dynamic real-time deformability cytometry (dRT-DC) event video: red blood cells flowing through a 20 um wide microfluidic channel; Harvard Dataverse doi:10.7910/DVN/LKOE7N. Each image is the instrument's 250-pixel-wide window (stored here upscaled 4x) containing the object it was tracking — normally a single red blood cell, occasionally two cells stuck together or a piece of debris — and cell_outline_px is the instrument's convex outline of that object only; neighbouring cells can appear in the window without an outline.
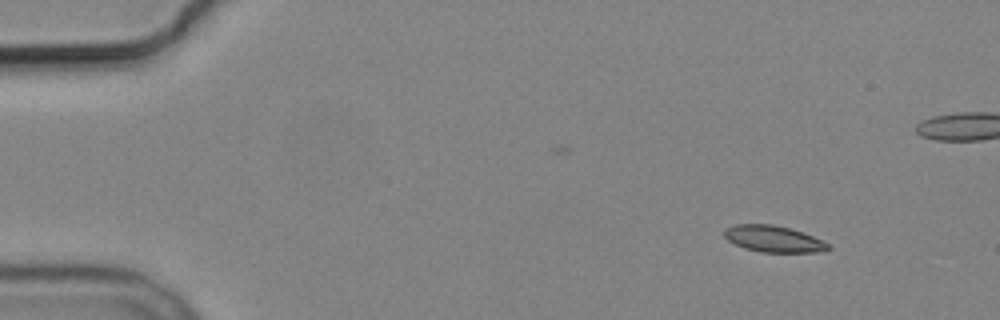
{"species": "common noctule bat (a hibernating species)", "species_latin": "Nyctalus noctula", "temperature_condition": "cold", "stored_images_in_passage": 4, "camera_frame_rate_fps": 3000, "um_per_image_px": 0.085, "animal": {"sex": "male", "body_mass_g": 19.2, "forearm_length_mm": 51.8}, "frame": {"image": 1, "passage_image": 1, "time_ms": 0.0, "image_size_px": [1000, 320], "cell_outline_px": [[832, 248], [824, 252], [760, 252], [744, 248], [728, 240], [724, 236], [724, 228], [736, 224], [772, 224], [788, 228], [824, 240]], "centroid_in_image_um": [65.75, 20.31], "position_along_channel_um": 19.2, "area_um2": 16.01}}